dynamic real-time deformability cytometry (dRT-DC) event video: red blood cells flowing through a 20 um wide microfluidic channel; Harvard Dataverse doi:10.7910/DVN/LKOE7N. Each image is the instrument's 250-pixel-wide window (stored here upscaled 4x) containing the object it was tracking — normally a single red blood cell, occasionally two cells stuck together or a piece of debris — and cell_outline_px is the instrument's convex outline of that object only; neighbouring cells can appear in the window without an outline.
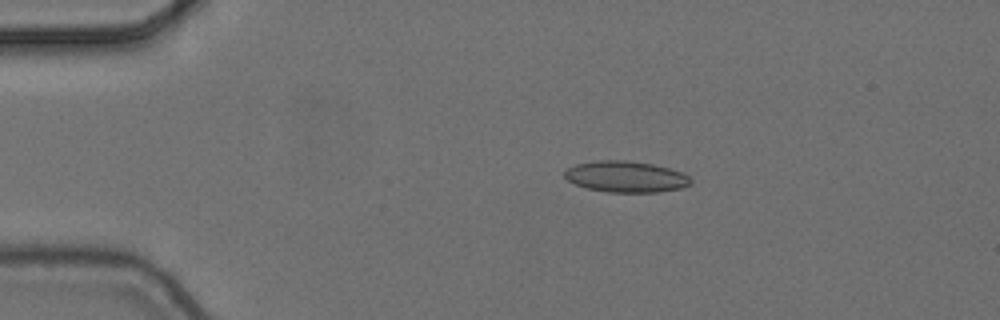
{"species": "common noctule bat (a hibernating species)", "species_latin": "Nyctalus noctula", "temperature_condition": "cold", "stored_images_in_passage": 6, "camera_frame_rate_fps": 3000, "um_per_image_px": 0.085, "animal": {"sex": "female", "body_mass_g": 24.6, "forearm_length_mm": 56.2}, "frame": {"image": 1, "passage_image": 2, "time_ms": 0.333, "image_size_px": [1000, 320], "cell_outline_px": [[692, 184], [680, 188], [656, 192], [608, 192], [588, 188], [576, 184], [568, 180], [564, 176], [564, 168], [576, 164], [596, 160], [624, 160], [652, 164], [668, 168], [680, 172], [688, 176], [692, 180]], "centroid_in_image_um": [53.17, 15.01], "position_along_channel_um": 31.8, "area_um2": 22.83}}
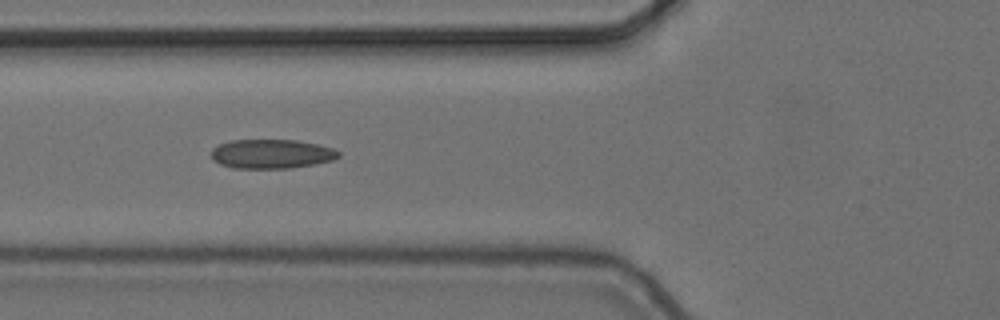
{"frame": {"image": 2, "passage_image": 5, "time_ms": 1.333, "image_size_px": [1000, 320], "cell_outline_px": [[340, 156], [336, 160], [316, 164], [292, 168], [232, 168], [220, 164], [212, 160], [212, 148], [220, 144], [232, 140], [296, 140], [316, 144], [332, 148], [340, 152]], "centroid_in_image_um": [23.1, 13.09], "position_along_channel_um": 102.7, "area_um2": 21.79}}
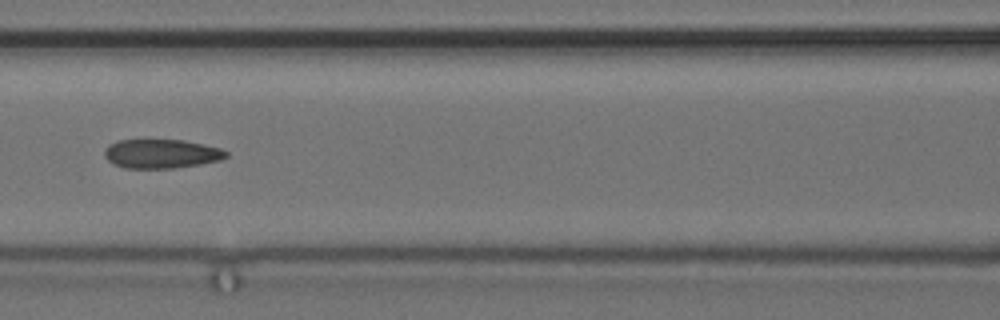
{"frame": {"image": 3, "passage_image": 6, "time_ms": 1.667, "image_size_px": [1000, 320], "cell_outline_px": [[228, 156], [220, 160], [200, 164], [172, 168], [124, 168], [112, 164], [104, 156], [104, 152], [108, 144], [120, 140], [184, 140], [220, 148], [228, 152]], "centroid_in_image_um": [13.69, 13.07], "position_along_channel_um": 152.9, "area_um2": 20.58}}